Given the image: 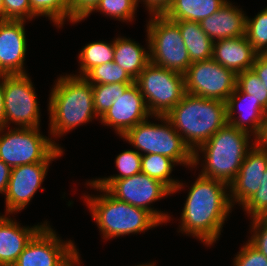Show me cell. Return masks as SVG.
Wrapping results in <instances>:
<instances>
[{"label": "cell", "instance_id": "46", "mask_svg": "<svg viewBox=\"0 0 267 266\" xmlns=\"http://www.w3.org/2000/svg\"><path fill=\"white\" fill-rule=\"evenodd\" d=\"M137 266H155L154 262L153 263H149V264H140V265H137Z\"/></svg>", "mask_w": 267, "mask_h": 266}, {"label": "cell", "instance_id": "10", "mask_svg": "<svg viewBox=\"0 0 267 266\" xmlns=\"http://www.w3.org/2000/svg\"><path fill=\"white\" fill-rule=\"evenodd\" d=\"M185 92L226 102L236 89L237 74L213 58L192 63L184 73Z\"/></svg>", "mask_w": 267, "mask_h": 266}, {"label": "cell", "instance_id": "6", "mask_svg": "<svg viewBox=\"0 0 267 266\" xmlns=\"http://www.w3.org/2000/svg\"><path fill=\"white\" fill-rule=\"evenodd\" d=\"M162 124L148 121V118L130 128L121 138L132 144L137 152L159 154L172 159L176 165L193 167L194 152L184 142L165 116H154Z\"/></svg>", "mask_w": 267, "mask_h": 266}, {"label": "cell", "instance_id": "20", "mask_svg": "<svg viewBox=\"0 0 267 266\" xmlns=\"http://www.w3.org/2000/svg\"><path fill=\"white\" fill-rule=\"evenodd\" d=\"M6 216V217H5ZM20 227L19 223L0 216V266H12L33 236L45 225Z\"/></svg>", "mask_w": 267, "mask_h": 266}, {"label": "cell", "instance_id": "19", "mask_svg": "<svg viewBox=\"0 0 267 266\" xmlns=\"http://www.w3.org/2000/svg\"><path fill=\"white\" fill-rule=\"evenodd\" d=\"M246 14L226 2L217 12L200 22L202 30L213 41L242 37L246 34Z\"/></svg>", "mask_w": 267, "mask_h": 266}, {"label": "cell", "instance_id": "28", "mask_svg": "<svg viewBox=\"0 0 267 266\" xmlns=\"http://www.w3.org/2000/svg\"><path fill=\"white\" fill-rule=\"evenodd\" d=\"M84 78L91 85L115 84V83H134L135 81L127 72L117 65L114 61L103 63L92 68Z\"/></svg>", "mask_w": 267, "mask_h": 266}, {"label": "cell", "instance_id": "32", "mask_svg": "<svg viewBox=\"0 0 267 266\" xmlns=\"http://www.w3.org/2000/svg\"><path fill=\"white\" fill-rule=\"evenodd\" d=\"M236 86L243 93L258 100V103L267 111V89L253 69L237 73Z\"/></svg>", "mask_w": 267, "mask_h": 266}, {"label": "cell", "instance_id": "8", "mask_svg": "<svg viewBox=\"0 0 267 266\" xmlns=\"http://www.w3.org/2000/svg\"><path fill=\"white\" fill-rule=\"evenodd\" d=\"M147 24L150 62L184 74L192 64L178 24L165 15H151Z\"/></svg>", "mask_w": 267, "mask_h": 266}, {"label": "cell", "instance_id": "14", "mask_svg": "<svg viewBox=\"0 0 267 266\" xmlns=\"http://www.w3.org/2000/svg\"><path fill=\"white\" fill-rule=\"evenodd\" d=\"M51 162H37L11 168L5 192L6 213L25 209L46 177Z\"/></svg>", "mask_w": 267, "mask_h": 266}, {"label": "cell", "instance_id": "22", "mask_svg": "<svg viewBox=\"0 0 267 266\" xmlns=\"http://www.w3.org/2000/svg\"><path fill=\"white\" fill-rule=\"evenodd\" d=\"M113 61L135 81L150 63V53L136 41L126 37H117L114 40Z\"/></svg>", "mask_w": 267, "mask_h": 266}, {"label": "cell", "instance_id": "27", "mask_svg": "<svg viewBox=\"0 0 267 266\" xmlns=\"http://www.w3.org/2000/svg\"><path fill=\"white\" fill-rule=\"evenodd\" d=\"M141 152L136 150H125L115 159L116 167L119 171L118 174L110 176L108 178H99L91 180L96 186L107 189L115 180H120L126 177L141 173Z\"/></svg>", "mask_w": 267, "mask_h": 266}, {"label": "cell", "instance_id": "25", "mask_svg": "<svg viewBox=\"0 0 267 266\" xmlns=\"http://www.w3.org/2000/svg\"><path fill=\"white\" fill-rule=\"evenodd\" d=\"M141 173L165 184L172 194L183 188V183L170 178L175 162L163 155L145 154L141 156Z\"/></svg>", "mask_w": 267, "mask_h": 266}, {"label": "cell", "instance_id": "29", "mask_svg": "<svg viewBox=\"0 0 267 266\" xmlns=\"http://www.w3.org/2000/svg\"><path fill=\"white\" fill-rule=\"evenodd\" d=\"M70 0H29L31 12L35 16H45L60 28L65 19L70 20Z\"/></svg>", "mask_w": 267, "mask_h": 266}, {"label": "cell", "instance_id": "24", "mask_svg": "<svg viewBox=\"0 0 267 266\" xmlns=\"http://www.w3.org/2000/svg\"><path fill=\"white\" fill-rule=\"evenodd\" d=\"M227 0H173L164 15L173 21L201 22L217 12Z\"/></svg>", "mask_w": 267, "mask_h": 266}, {"label": "cell", "instance_id": "18", "mask_svg": "<svg viewBox=\"0 0 267 266\" xmlns=\"http://www.w3.org/2000/svg\"><path fill=\"white\" fill-rule=\"evenodd\" d=\"M237 109L240 112L239 117L234 116ZM226 111L227 122L231 126L247 132L253 137L267 119V111L258 103V100L250 97L249 94L243 93L237 86L226 101Z\"/></svg>", "mask_w": 267, "mask_h": 266}, {"label": "cell", "instance_id": "35", "mask_svg": "<svg viewBox=\"0 0 267 266\" xmlns=\"http://www.w3.org/2000/svg\"><path fill=\"white\" fill-rule=\"evenodd\" d=\"M4 20H31L36 16L31 12L29 0H3Z\"/></svg>", "mask_w": 267, "mask_h": 266}, {"label": "cell", "instance_id": "34", "mask_svg": "<svg viewBox=\"0 0 267 266\" xmlns=\"http://www.w3.org/2000/svg\"><path fill=\"white\" fill-rule=\"evenodd\" d=\"M242 207L251 218L267 217V169L263 173L260 188Z\"/></svg>", "mask_w": 267, "mask_h": 266}, {"label": "cell", "instance_id": "41", "mask_svg": "<svg viewBox=\"0 0 267 266\" xmlns=\"http://www.w3.org/2000/svg\"><path fill=\"white\" fill-rule=\"evenodd\" d=\"M253 144L260 152L267 154V119L259 127L258 133L254 136Z\"/></svg>", "mask_w": 267, "mask_h": 266}, {"label": "cell", "instance_id": "5", "mask_svg": "<svg viewBox=\"0 0 267 266\" xmlns=\"http://www.w3.org/2000/svg\"><path fill=\"white\" fill-rule=\"evenodd\" d=\"M87 185L103 192L100 196L86 195L84 198L104 239L137 234L161 225L147 210L116 199L92 181H88Z\"/></svg>", "mask_w": 267, "mask_h": 266}, {"label": "cell", "instance_id": "47", "mask_svg": "<svg viewBox=\"0 0 267 266\" xmlns=\"http://www.w3.org/2000/svg\"><path fill=\"white\" fill-rule=\"evenodd\" d=\"M262 54L267 56V49Z\"/></svg>", "mask_w": 267, "mask_h": 266}, {"label": "cell", "instance_id": "26", "mask_svg": "<svg viewBox=\"0 0 267 266\" xmlns=\"http://www.w3.org/2000/svg\"><path fill=\"white\" fill-rule=\"evenodd\" d=\"M78 59L80 74L76 76L84 77L92 68L114 60V41L89 43L81 49Z\"/></svg>", "mask_w": 267, "mask_h": 266}, {"label": "cell", "instance_id": "9", "mask_svg": "<svg viewBox=\"0 0 267 266\" xmlns=\"http://www.w3.org/2000/svg\"><path fill=\"white\" fill-rule=\"evenodd\" d=\"M152 116H166L185 95L184 74L149 63L135 80Z\"/></svg>", "mask_w": 267, "mask_h": 266}, {"label": "cell", "instance_id": "4", "mask_svg": "<svg viewBox=\"0 0 267 266\" xmlns=\"http://www.w3.org/2000/svg\"><path fill=\"white\" fill-rule=\"evenodd\" d=\"M250 137L251 134L227 123L194 151L193 168L199 164V152H203L205 164L200 175L230 185L247 152L253 147L254 143L251 145L249 142Z\"/></svg>", "mask_w": 267, "mask_h": 266}, {"label": "cell", "instance_id": "43", "mask_svg": "<svg viewBox=\"0 0 267 266\" xmlns=\"http://www.w3.org/2000/svg\"><path fill=\"white\" fill-rule=\"evenodd\" d=\"M6 128V115L4 103V74H0V129Z\"/></svg>", "mask_w": 267, "mask_h": 266}, {"label": "cell", "instance_id": "23", "mask_svg": "<svg viewBox=\"0 0 267 266\" xmlns=\"http://www.w3.org/2000/svg\"><path fill=\"white\" fill-rule=\"evenodd\" d=\"M175 22L178 24L191 63L211 59L214 41L202 30L200 23L189 20Z\"/></svg>", "mask_w": 267, "mask_h": 266}, {"label": "cell", "instance_id": "13", "mask_svg": "<svg viewBox=\"0 0 267 266\" xmlns=\"http://www.w3.org/2000/svg\"><path fill=\"white\" fill-rule=\"evenodd\" d=\"M46 224L33 236L12 266H62L78 249Z\"/></svg>", "mask_w": 267, "mask_h": 266}, {"label": "cell", "instance_id": "42", "mask_svg": "<svg viewBox=\"0 0 267 266\" xmlns=\"http://www.w3.org/2000/svg\"><path fill=\"white\" fill-rule=\"evenodd\" d=\"M11 168L0 160V193L5 194L10 179Z\"/></svg>", "mask_w": 267, "mask_h": 266}, {"label": "cell", "instance_id": "12", "mask_svg": "<svg viewBox=\"0 0 267 266\" xmlns=\"http://www.w3.org/2000/svg\"><path fill=\"white\" fill-rule=\"evenodd\" d=\"M106 190L120 201L147 210L161 224L167 223L170 219L168 214L154 210L150 205L172 194V191L162 182L146 174L139 173L131 177L115 180Z\"/></svg>", "mask_w": 267, "mask_h": 266}, {"label": "cell", "instance_id": "17", "mask_svg": "<svg viewBox=\"0 0 267 266\" xmlns=\"http://www.w3.org/2000/svg\"><path fill=\"white\" fill-rule=\"evenodd\" d=\"M267 169V154L260 152L254 145L247 152L239 172L229 185L230 201L243 205L260 188L263 173ZM234 203V204H233Z\"/></svg>", "mask_w": 267, "mask_h": 266}, {"label": "cell", "instance_id": "45", "mask_svg": "<svg viewBox=\"0 0 267 266\" xmlns=\"http://www.w3.org/2000/svg\"><path fill=\"white\" fill-rule=\"evenodd\" d=\"M0 20H4V4H3V0H0Z\"/></svg>", "mask_w": 267, "mask_h": 266}, {"label": "cell", "instance_id": "37", "mask_svg": "<svg viewBox=\"0 0 267 266\" xmlns=\"http://www.w3.org/2000/svg\"><path fill=\"white\" fill-rule=\"evenodd\" d=\"M252 220V236L248 242L267 257V217H255Z\"/></svg>", "mask_w": 267, "mask_h": 266}, {"label": "cell", "instance_id": "33", "mask_svg": "<svg viewBox=\"0 0 267 266\" xmlns=\"http://www.w3.org/2000/svg\"><path fill=\"white\" fill-rule=\"evenodd\" d=\"M137 6V0H100L92 12L96 10L119 21L132 22Z\"/></svg>", "mask_w": 267, "mask_h": 266}, {"label": "cell", "instance_id": "15", "mask_svg": "<svg viewBox=\"0 0 267 266\" xmlns=\"http://www.w3.org/2000/svg\"><path fill=\"white\" fill-rule=\"evenodd\" d=\"M150 116L152 118L144 97L138 85L134 82L124 93H120L110 109L100 119L103 125L113 126L115 133L121 137L130 128Z\"/></svg>", "mask_w": 267, "mask_h": 266}, {"label": "cell", "instance_id": "39", "mask_svg": "<svg viewBox=\"0 0 267 266\" xmlns=\"http://www.w3.org/2000/svg\"><path fill=\"white\" fill-rule=\"evenodd\" d=\"M145 3L149 10V15H164L168 8L172 5L173 0H141ZM140 0H137V4Z\"/></svg>", "mask_w": 267, "mask_h": 266}, {"label": "cell", "instance_id": "16", "mask_svg": "<svg viewBox=\"0 0 267 266\" xmlns=\"http://www.w3.org/2000/svg\"><path fill=\"white\" fill-rule=\"evenodd\" d=\"M24 20H0V74H26Z\"/></svg>", "mask_w": 267, "mask_h": 266}, {"label": "cell", "instance_id": "21", "mask_svg": "<svg viewBox=\"0 0 267 266\" xmlns=\"http://www.w3.org/2000/svg\"><path fill=\"white\" fill-rule=\"evenodd\" d=\"M257 54L246 35L213 43L212 58L236 74L252 69Z\"/></svg>", "mask_w": 267, "mask_h": 266}, {"label": "cell", "instance_id": "44", "mask_svg": "<svg viewBox=\"0 0 267 266\" xmlns=\"http://www.w3.org/2000/svg\"><path fill=\"white\" fill-rule=\"evenodd\" d=\"M80 254L76 251L62 266H78L80 265ZM78 264V265H77Z\"/></svg>", "mask_w": 267, "mask_h": 266}, {"label": "cell", "instance_id": "40", "mask_svg": "<svg viewBox=\"0 0 267 266\" xmlns=\"http://www.w3.org/2000/svg\"><path fill=\"white\" fill-rule=\"evenodd\" d=\"M252 69L258 75L265 88L267 89V56L257 54Z\"/></svg>", "mask_w": 267, "mask_h": 266}, {"label": "cell", "instance_id": "31", "mask_svg": "<svg viewBox=\"0 0 267 266\" xmlns=\"http://www.w3.org/2000/svg\"><path fill=\"white\" fill-rule=\"evenodd\" d=\"M245 35L258 54H262L267 49V7L253 19L246 16Z\"/></svg>", "mask_w": 267, "mask_h": 266}, {"label": "cell", "instance_id": "3", "mask_svg": "<svg viewBox=\"0 0 267 266\" xmlns=\"http://www.w3.org/2000/svg\"><path fill=\"white\" fill-rule=\"evenodd\" d=\"M165 117L193 152L228 123L226 102L189 93Z\"/></svg>", "mask_w": 267, "mask_h": 266}, {"label": "cell", "instance_id": "2", "mask_svg": "<svg viewBox=\"0 0 267 266\" xmlns=\"http://www.w3.org/2000/svg\"><path fill=\"white\" fill-rule=\"evenodd\" d=\"M56 82L48 104L51 135L60 137L93 117L99 118L94 110L92 85L84 77L70 74L60 76Z\"/></svg>", "mask_w": 267, "mask_h": 266}, {"label": "cell", "instance_id": "11", "mask_svg": "<svg viewBox=\"0 0 267 266\" xmlns=\"http://www.w3.org/2000/svg\"><path fill=\"white\" fill-rule=\"evenodd\" d=\"M26 74L4 75L6 128L14 123L20 128L40 126V107L32 81Z\"/></svg>", "mask_w": 267, "mask_h": 266}, {"label": "cell", "instance_id": "1", "mask_svg": "<svg viewBox=\"0 0 267 266\" xmlns=\"http://www.w3.org/2000/svg\"><path fill=\"white\" fill-rule=\"evenodd\" d=\"M191 186L181 213L180 231L210 246L221 235L233 207L227 192L229 185L199 174Z\"/></svg>", "mask_w": 267, "mask_h": 266}, {"label": "cell", "instance_id": "38", "mask_svg": "<svg viewBox=\"0 0 267 266\" xmlns=\"http://www.w3.org/2000/svg\"><path fill=\"white\" fill-rule=\"evenodd\" d=\"M100 0H70L69 13L70 22L77 23L88 17Z\"/></svg>", "mask_w": 267, "mask_h": 266}, {"label": "cell", "instance_id": "30", "mask_svg": "<svg viewBox=\"0 0 267 266\" xmlns=\"http://www.w3.org/2000/svg\"><path fill=\"white\" fill-rule=\"evenodd\" d=\"M133 83H115L92 85L94 110L101 118L112 106L113 102Z\"/></svg>", "mask_w": 267, "mask_h": 266}, {"label": "cell", "instance_id": "36", "mask_svg": "<svg viewBox=\"0 0 267 266\" xmlns=\"http://www.w3.org/2000/svg\"><path fill=\"white\" fill-rule=\"evenodd\" d=\"M234 258V266H267V257L247 242Z\"/></svg>", "mask_w": 267, "mask_h": 266}, {"label": "cell", "instance_id": "7", "mask_svg": "<svg viewBox=\"0 0 267 266\" xmlns=\"http://www.w3.org/2000/svg\"><path fill=\"white\" fill-rule=\"evenodd\" d=\"M5 130L0 129V160L10 168L37 162H51L63 154L62 148L55 141L40 134L39 127H15Z\"/></svg>", "mask_w": 267, "mask_h": 266}]
</instances>
